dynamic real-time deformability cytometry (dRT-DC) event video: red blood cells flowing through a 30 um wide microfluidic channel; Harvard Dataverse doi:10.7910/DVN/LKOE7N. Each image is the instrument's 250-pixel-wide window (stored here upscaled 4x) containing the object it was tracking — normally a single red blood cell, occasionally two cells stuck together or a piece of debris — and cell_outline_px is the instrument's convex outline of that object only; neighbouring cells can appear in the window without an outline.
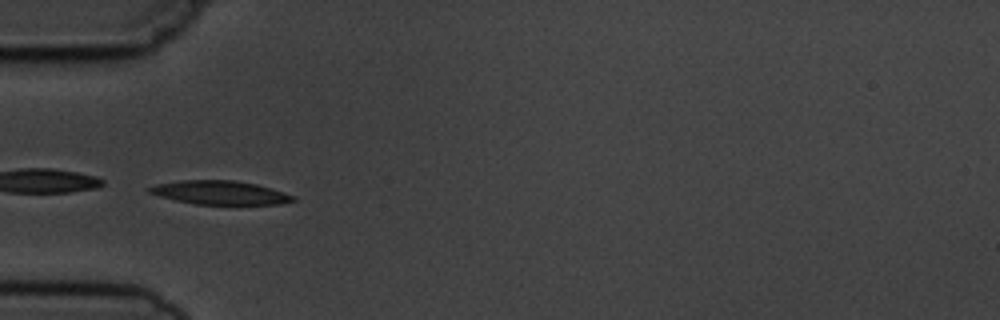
{"species": "common noctule bat (a hibernating species)", "species_latin": "Nyctalus noctula", "temperature_condition": "cold", "stored_images_in_passage": 6, "camera_frame_rate_fps": 3000, "um_per_image_px": 0.085, "animal": {"sex": "male", "body_mass_g": 19.5, "forearm_length_mm": 54.6}, "frame": {"image": 1, "passage_image": 6, "time_ms": 6.0, "image_size_px": [1000, 320], "cell_outline_px": [[296, 200], [280, 204], [196, 204], [176, 200], [160, 196], [148, 192], [148, 188], [156, 184], [184, 180], [232, 180], [256, 184], [284, 192], [296, 196]], "centroid_in_image_um": [18.73, 16.37], "position_along_channel_um": 66.3, "area_um2": 19.65}}